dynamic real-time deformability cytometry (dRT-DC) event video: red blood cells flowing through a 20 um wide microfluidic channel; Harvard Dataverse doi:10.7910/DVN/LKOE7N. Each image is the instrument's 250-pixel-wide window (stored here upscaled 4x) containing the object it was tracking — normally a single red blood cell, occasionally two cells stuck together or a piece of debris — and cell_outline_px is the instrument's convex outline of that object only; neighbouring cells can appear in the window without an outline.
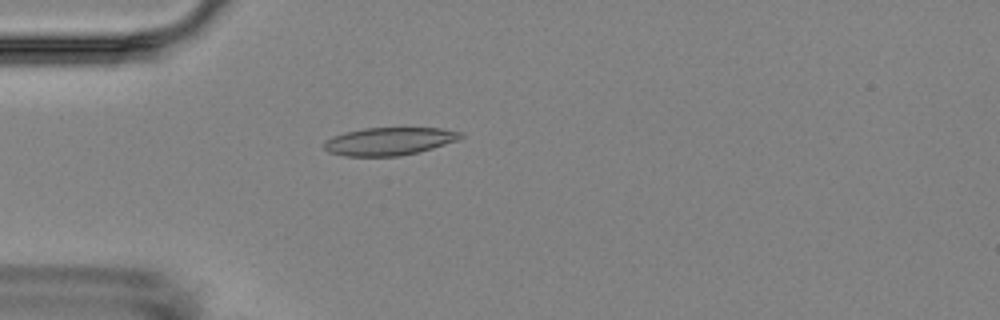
{"species": "Egyptian fruit bat (a non-hibernating species)", "species_latin": "Rousettus aegyptiacus", "temperature_condition": "room temperature", "stored_images_in_passage": 2, "camera_frame_rate_fps": 3000, "um_per_image_px": 0.085, "animal": {"sex": "female"}, "frame": {"image": 1, "passage_image": 1, "time_ms": 0.0, "image_size_px": [1000, 320], "cell_outline_px": [[464, 136], [456, 140], [432, 148], [400, 156], [344, 156], [328, 152], [324, 148], [324, 140], [332, 136], [344, 132], [364, 128], [440, 128], [464, 132]], "centroid_in_image_um": [33.04, 12.0], "position_along_channel_um": 52.0, "area_um2": 22.14}}